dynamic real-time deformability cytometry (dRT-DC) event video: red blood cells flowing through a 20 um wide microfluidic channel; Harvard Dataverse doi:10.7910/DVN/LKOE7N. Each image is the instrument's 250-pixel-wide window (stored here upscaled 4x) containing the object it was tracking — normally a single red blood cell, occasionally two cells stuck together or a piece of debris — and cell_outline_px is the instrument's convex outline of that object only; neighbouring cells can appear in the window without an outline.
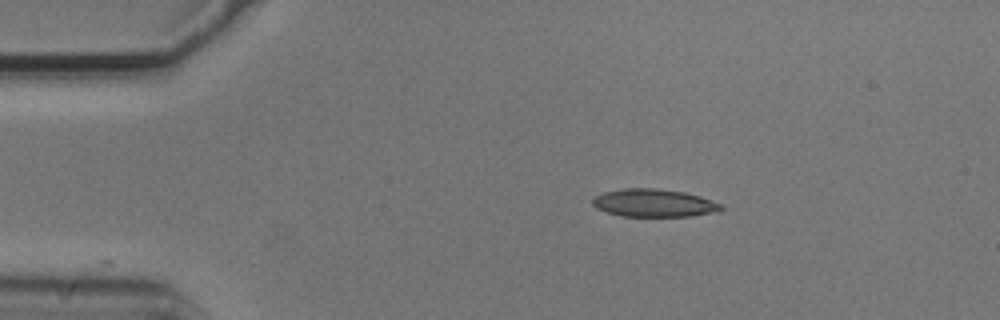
{"species": "common noctule bat (a hibernating species)", "species_latin": "Nyctalus noctula", "temperature_condition": "cold", "stored_images_in_passage": 33, "camera_frame_rate_fps": 3000, "um_per_image_px": 0.085, "animal": {"sex": "male", "body_mass_g": 20.5, "forearm_length_mm": 52.5}, "frame": {"image": 1, "passage_image": 1, "time_ms": 0.0, "image_size_px": [1000, 320], "cell_outline_px": [[724, 208], [720, 212], [688, 216], [620, 216], [596, 208], [592, 204], [592, 200], [596, 196], [604, 192], [624, 188], [656, 188], [684, 192], [700, 196], [720, 204]], "centroid_in_image_um": [55.59, 17.25], "position_along_channel_um": 29.4, "area_um2": 20.81}}
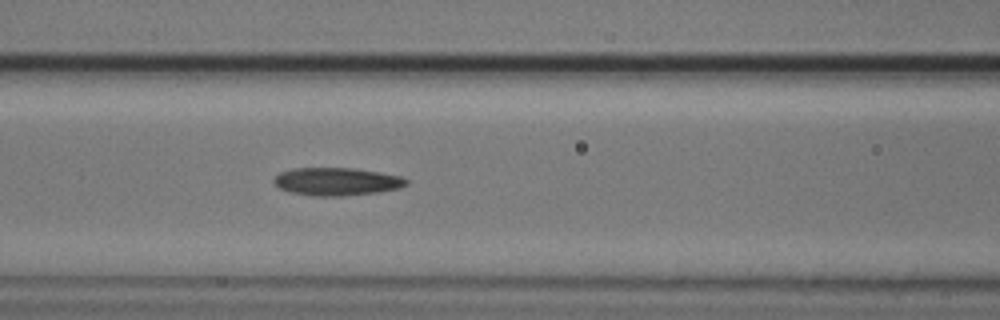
{"frame": {"image": 2, "passage_image": 14, "time_ms": 4.333, "image_size_px": [1000, 320], "cell_outline_px": [[408, 184], [400, 188], [376, 192], [340, 196], [316, 196], [292, 192], [280, 188], [272, 180], [280, 172], [292, 168], [356, 168], [380, 172], [400, 176], [408, 180]], "centroid_in_image_um": [28.63, 15.42], "position_along_channel_um": 138.0, "area_um2": 21.39}}
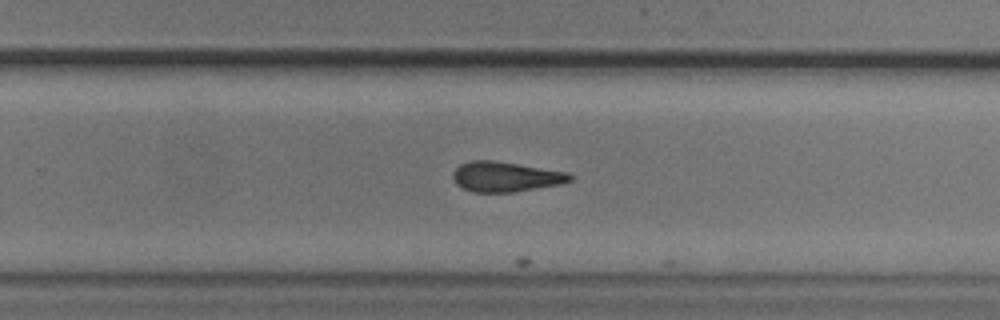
{"frame": {"image": 3, "passage_image": 26, "time_ms": 8.333, "image_size_px": [1000, 320], "cell_outline_px": [[572, 180], [560, 184], [512, 192], [472, 192], [456, 184], [452, 176], [452, 172], [460, 164], [472, 160], [496, 160], [568, 172], [572, 176]], "centroid_in_image_um": [42.95, 15.01], "position_along_channel_um": 286.8, "area_um2": 20.52}}